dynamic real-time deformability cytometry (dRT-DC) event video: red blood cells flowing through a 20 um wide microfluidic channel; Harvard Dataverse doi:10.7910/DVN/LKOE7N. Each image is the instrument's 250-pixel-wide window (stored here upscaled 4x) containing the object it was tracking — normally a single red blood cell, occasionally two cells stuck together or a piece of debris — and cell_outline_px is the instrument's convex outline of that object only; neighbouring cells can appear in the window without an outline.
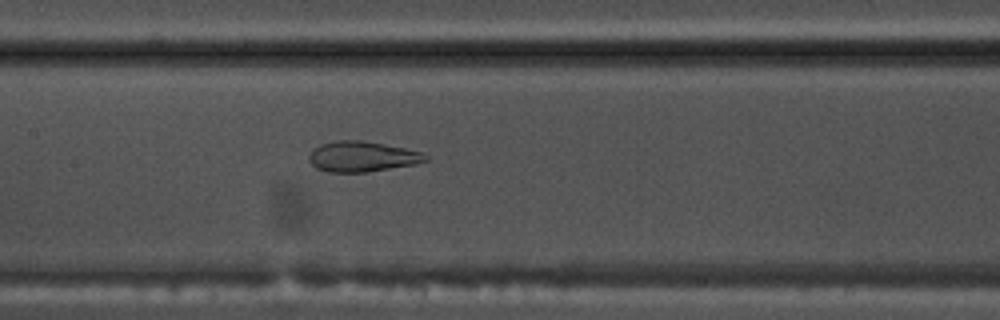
{"species": "common noctule bat (a hibernating species)", "species_latin": "Nyctalus noctula", "temperature_condition": "warm", "stored_images_in_passage": 21, "camera_frame_rate_fps": 3000, "um_per_image_px": 0.085, "animal": {"sex": "male", "body_mass_g": 17.5, "forearm_length_mm": 52.3}, "frame": {"image": 1, "passage_image": 10, "time_ms": 3.0, "image_size_px": [1000, 320], "cell_outline_px": [[428, 160], [416, 164], [368, 172], [328, 172], [316, 168], [308, 160], [308, 156], [320, 144], [336, 140], [360, 140], [384, 144], [424, 152], [428, 156]], "centroid_in_image_um": [30.8, 13.31], "position_along_channel_um": 176.6, "area_um2": 20.69}}